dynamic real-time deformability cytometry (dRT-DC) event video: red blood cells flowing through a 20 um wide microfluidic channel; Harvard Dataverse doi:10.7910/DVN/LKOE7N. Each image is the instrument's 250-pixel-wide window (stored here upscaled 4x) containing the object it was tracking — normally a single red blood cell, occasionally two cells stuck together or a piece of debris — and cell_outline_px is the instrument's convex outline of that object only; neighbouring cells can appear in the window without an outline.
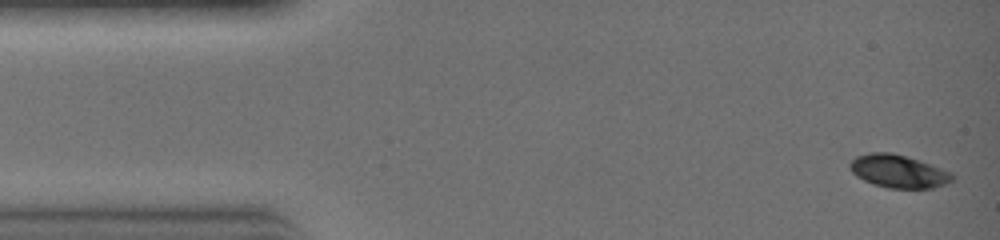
{"species": "common noctule bat (a hibernating species)", "species_latin": "Nyctalus noctula", "temperature_condition": "warm", "stored_images_in_passage": 25, "camera_frame_rate_fps": 3000, "um_per_image_px": 0.085, "animal": {"sex": "female", "body_mass_g": 19.0, "forearm_length_mm": 51.5}, "frame": {"image": 1, "passage_image": 1, "time_ms": 0.0, "image_size_px": [1000, 240], "cell_outline_px": [[956, 176], [952, 180], [944, 184], [932, 188], [888, 188], [872, 184], [856, 176], [848, 168], [848, 164], [856, 156], [868, 152], [892, 152], [920, 160], [952, 172]], "centroid_in_image_um": [76.35, 14.55], "position_along_channel_um": 8.7, "area_um2": 19.88}}
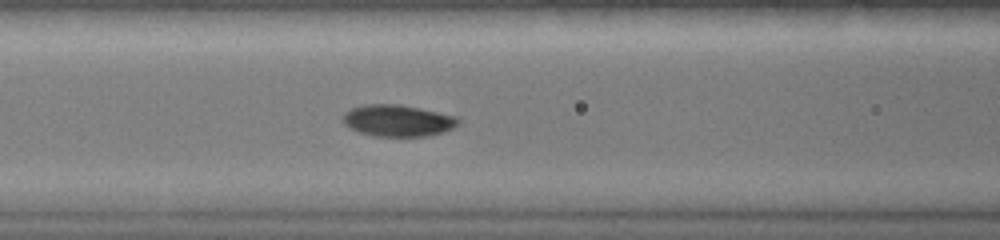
{"frame": {"image": 2, "passage_image": 12, "time_ms": 3.667, "image_size_px": [1000, 240], "cell_outline_px": [[460, 124], [444, 132], [428, 136], [372, 136], [348, 128], [340, 120], [344, 112], [352, 108], [364, 104], [400, 104], [420, 108], [456, 116], [460, 120]], "centroid_in_image_um": [33.78, 10.25], "position_along_channel_um": 132.8, "area_um2": 21.56}}
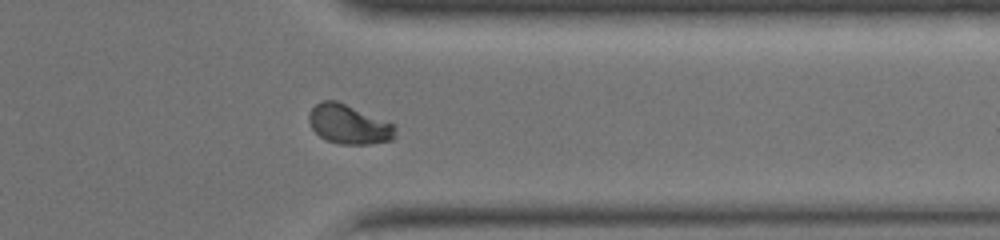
{"frame": {"image": 3, "passage_image": 24, "time_ms": 7.667, "image_size_px": [1000, 240], "cell_outline_px": [[396, 136], [392, 140], [368, 144], [340, 144], [328, 140], [320, 136], [312, 128], [308, 120], [308, 116], [312, 108], [316, 104], [324, 100], [336, 100], [396, 124]], "centroid_in_image_um": [29.68, 10.57], "position_along_channel_um": 381.7, "area_um2": 19.83}}